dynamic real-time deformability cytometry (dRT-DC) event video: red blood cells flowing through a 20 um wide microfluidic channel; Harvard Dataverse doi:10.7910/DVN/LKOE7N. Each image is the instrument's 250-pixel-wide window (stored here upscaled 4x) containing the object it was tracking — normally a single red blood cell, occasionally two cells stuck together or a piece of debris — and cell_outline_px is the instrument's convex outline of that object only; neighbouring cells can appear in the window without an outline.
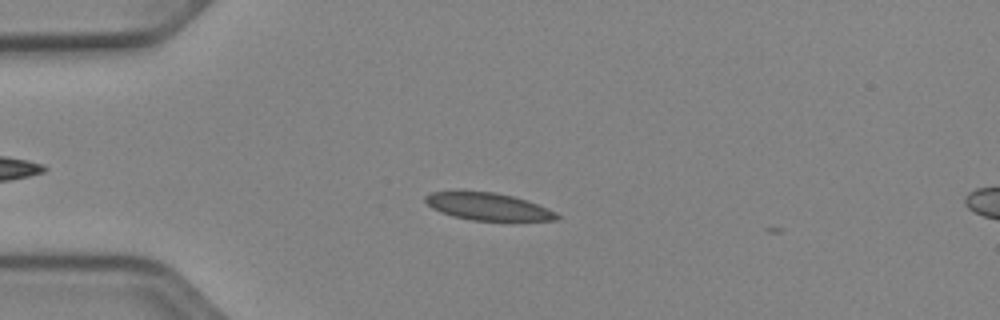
{"species": "Egyptian fruit bat (a non-hibernating species)", "species_latin": "Rousettus aegyptiacus", "temperature_condition": "cold", "stored_images_in_passage": 12, "camera_frame_rate_fps": 3000, "um_per_image_px": 0.085, "animal": {"sex": "female"}, "frame": {"image": 1, "passage_image": 3, "time_ms": 0.667, "image_size_px": [1000, 320], "cell_outline_px": [[560, 220], [516, 224], [472, 220], [452, 216], [440, 212], [432, 208], [424, 200], [424, 196], [432, 192], [496, 192], [528, 200], [548, 208], [556, 212], [560, 216]], "centroid_in_image_um": [41.64, 17.63], "position_along_channel_um": 43.4, "area_um2": 22.02}}
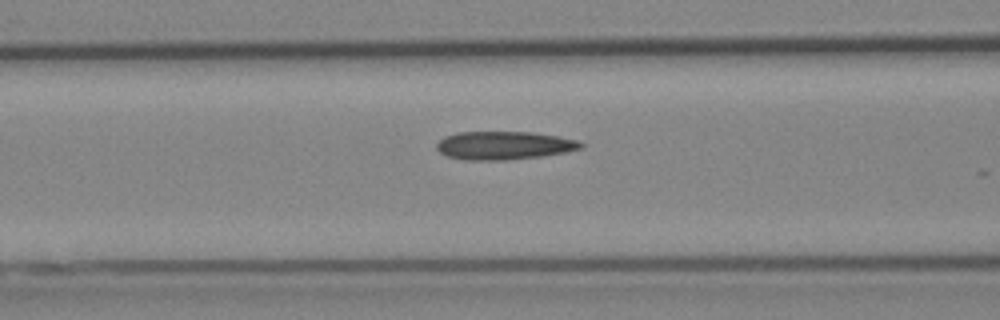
{"frame": {"image": 2, "passage_image": 8, "time_ms": 2.333, "image_size_px": [1000, 320], "cell_outline_px": [[584, 148], [564, 152], [540, 156], [508, 160], [464, 160], [448, 156], [440, 152], [436, 148], [436, 144], [444, 136], [456, 132], [532, 132], [560, 136], [576, 140], [584, 144]], "centroid_in_image_um": [42.83, 12.36], "position_along_channel_um": 123.8, "area_um2": 23.81}}
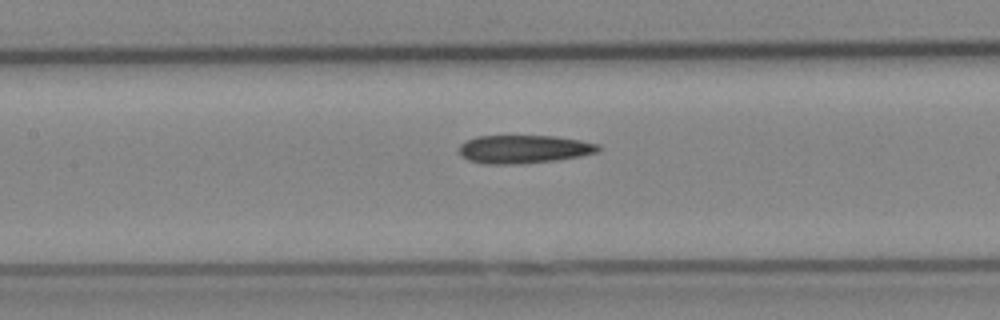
{"frame": {"image": 3, "passage_image": 11, "time_ms": 3.333, "image_size_px": [1000, 320], "cell_outline_px": [[600, 152], [580, 156], [556, 160], [520, 164], [484, 164], [468, 160], [460, 156], [460, 144], [476, 136], [552, 136], [580, 140], [600, 144]], "centroid_in_image_um": [44.54, 12.68], "position_along_channel_um": 162.9, "area_um2": 23.0}}